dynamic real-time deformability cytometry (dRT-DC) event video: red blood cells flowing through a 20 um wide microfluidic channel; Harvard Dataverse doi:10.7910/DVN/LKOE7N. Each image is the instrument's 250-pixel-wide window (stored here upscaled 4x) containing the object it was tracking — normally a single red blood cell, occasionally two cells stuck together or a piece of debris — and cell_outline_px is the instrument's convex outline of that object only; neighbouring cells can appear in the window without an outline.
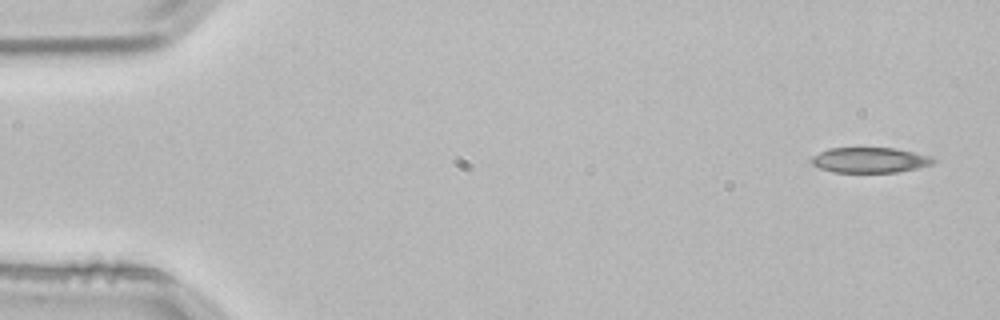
{"species": "common noctule bat (a hibernating species)", "species_latin": "Nyctalus noctula", "temperature_condition": "room temperature", "stored_images_in_passage": 4, "segment_of_instrument_passage": [2, 2], "camera_frame_rate_fps": 3000, "um_per_image_px": 0.085, "animal": {"sex": "male", "body_mass_g": 21.5, "forearm_length_mm": 52.0}, "frame": {"image": 1, "passage_image": 4, "time_ms": 1.0, "image_size_px": [1000, 320], "cell_outline_px": [[936, 160], [932, 164], [916, 168], [896, 172], [832, 172], [820, 168], [812, 164], [812, 156], [828, 148], [896, 148], [928, 156]], "centroid_in_image_um": [73.9, 13.6], "position_along_channel_um": 11.1, "area_um2": 17.74}}